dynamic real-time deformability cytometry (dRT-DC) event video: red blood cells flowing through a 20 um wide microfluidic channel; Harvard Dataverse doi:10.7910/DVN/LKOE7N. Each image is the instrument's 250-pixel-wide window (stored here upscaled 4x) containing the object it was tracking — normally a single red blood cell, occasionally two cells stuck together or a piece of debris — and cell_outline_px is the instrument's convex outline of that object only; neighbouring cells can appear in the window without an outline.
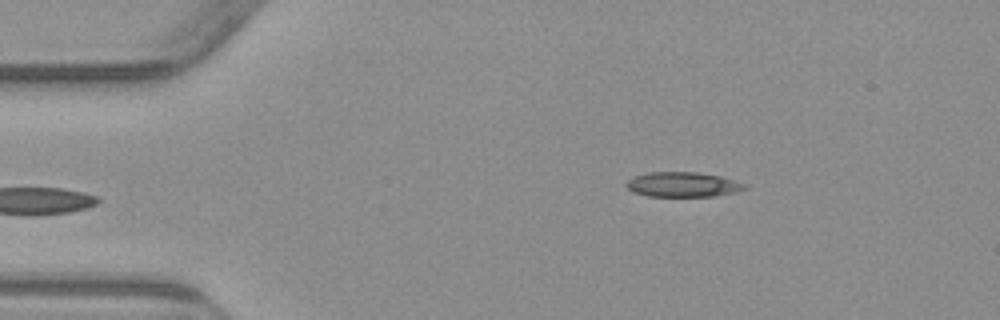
{"species": "common noctule bat (a hibernating species)", "species_latin": "Nyctalus noctula", "temperature_condition": "warm", "stored_images_in_passage": 2, "camera_frame_rate_fps": 3000, "um_per_image_px": 0.085, "animal": {"sex": "male", "body_mass_g": 23.1, "forearm_length_mm": 52.7}, "frame": {"image": 1, "passage_image": 2, "time_ms": 1.333, "image_size_px": [1000, 320], "cell_outline_px": [[748, 188], [736, 192], [716, 196], [648, 196], [632, 192], [624, 184], [628, 180], [636, 176], [648, 172], [696, 172], [720, 176], [748, 184]], "centroid_in_image_um": [58.06, 15.69], "position_along_channel_um": 26.9, "area_um2": 17.22}}